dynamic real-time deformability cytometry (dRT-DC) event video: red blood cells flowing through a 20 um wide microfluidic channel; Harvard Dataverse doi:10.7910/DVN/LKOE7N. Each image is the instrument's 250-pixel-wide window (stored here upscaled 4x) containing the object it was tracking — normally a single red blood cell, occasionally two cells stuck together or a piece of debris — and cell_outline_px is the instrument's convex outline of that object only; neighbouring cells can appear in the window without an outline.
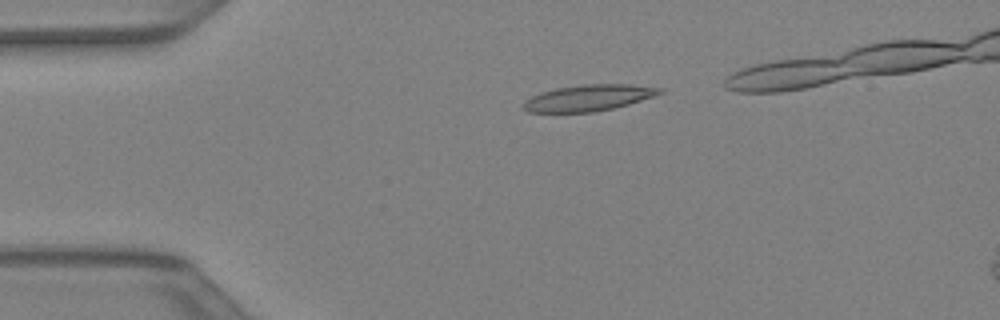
{"species": "Egyptian fruit bat (a non-hibernating species)", "species_latin": "Rousettus aegyptiacus", "temperature_condition": "warm", "stored_images_in_passage": 32, "camera_frame_rate_fps": 3000, "um_per_image_px": 0.085, "animal": {"sex": "female"}, "frame": {"image": 1, "passage_image": 4, "time_ms": 1.0, "image_size_px": [1000, 320], "cell_outline_px": [[664, 92], [628, 104], [612, 108], [592, 112], [528, 112], [520, 108], [520, 104], [524, 100], [540, 92], [556, 88], [580, 84], [628, 84], [664, 88]], "centroid_in_image_um": [49.95, 8.31], "position_along_channel_um": 35.1, "area_um2": 20.92}}
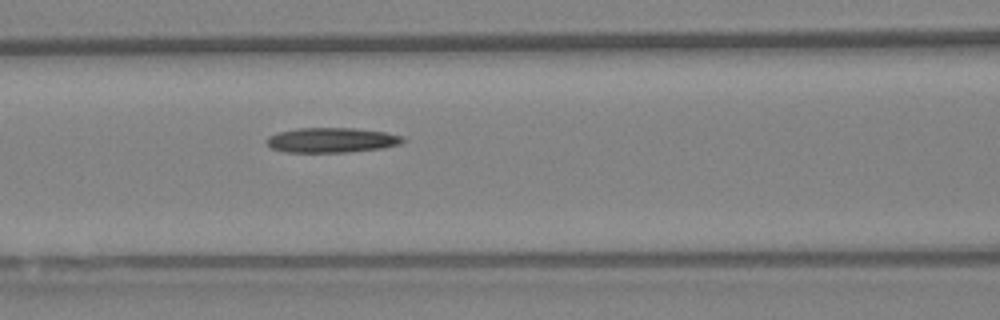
{"frame": {"image": 2, "passage_image": 13, "time_ms": 4.0, "image_size_px": [1000, 320], "cell_outline_px": [[404, 140], [400, 144], [384, 148], [344, 152], [284, 152], [272, 148], [264, 140], [268, 136], [280, 132], [296, 128], [356, 128], [384, 132], [404, 136]], "centroid_in_image_um": [28.18, 11.91], "position_along_channel_um": 138.4, "area_um2": 19.77}}
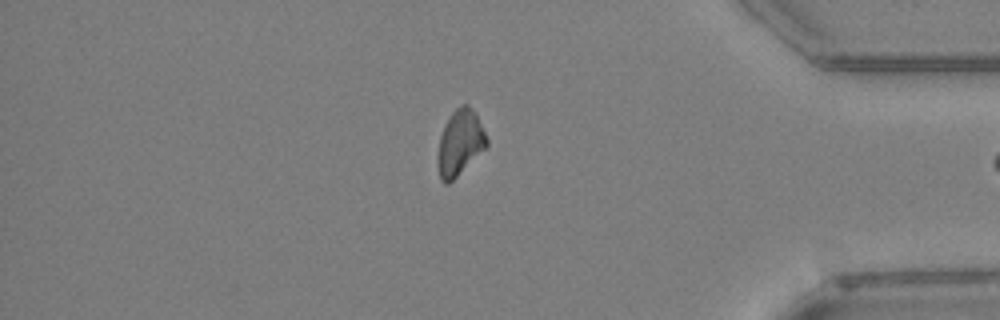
{"frame": {"image": 3, "passage_image": 31, "time_ms": 10.0, "image_size_px": [1000, 320], "cell_outline_px": [[488, 144], [448, 184], [444, 184], [440, 180], [436, 160], [440, 136], [444, 124], [452, 112], [460, 104], [468, 104], [476, 112], [488, 140]], "centroid_in_image_um": [39.06, 12.1], "position_along_channel_um": 396.1, "area_um2": 18.61}}